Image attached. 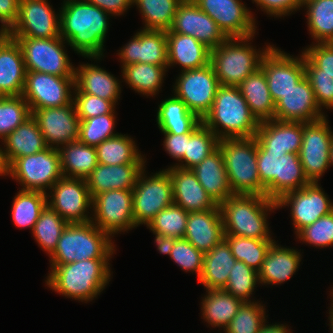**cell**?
Here are the masks:
<instances>
[{
	"instance_id": "680465c9",
	"label": "cell",
	"mask_w": 333,
	"mask_h": 333,
	"mask_svg": "<svg viewBox=\"0 0 333 333\" xmlns=\"http://www.w3.org/2000/svg\"><path fill=\"white\" fill-rule=\"evenodd\" d=\"M282 155L257 154L259 178L264 185V196L276 201V158Z\"/></svg>"
},
{
	"instance_id": "03108f58",
	"label": "cell",
	"mask_w": 333,
	"mask_h": 333,
	"mask_svg": "<svg viewBox=\"0 0 333 333\" xmlns=\"http://www.w3.org/2000/svg\"><path fill=\"white\" fill-rule=\"evenodd\" d=\"M152 233L153 235H155L154 243L156 244L159 253L164 255H170L176 239L173 237L165 236L158 232L152 231Z\"/></svg>"
},
{
	"instance_id": "7a4b0ae2",
	"label": "cell",
	"mask_w": 333,
	"mask_h": 333,
	"mask_svg": "<svg viewBox=\"0 0 333 333\" xmlns=\"http://www.w3.org/2000/svg\"><path fill=\"white\" fill-rule=\"evenodd\" d=\"M111 259H84L61 265H50L45 286L67 298L88 303L109 285Z\"/></svg>"
},
{
	"instance_id": "5b68a950",
	"label": "cell",
	"mask_w": 333,
	"mask_h": 333,
	"mask_svg": "<svg viewBox=\"0 0 333 333\" xmlns=\"http://www.w3.org/2000/svg\"><path fill=\"white\" fill-rule=\"evenodd\" d=\"M253 38L255 35L227 38L211 49L210 64L220 85L238 87L246 77L260 68L262 58L273 45L265 43V47L257 50L251 43Z\"/></svg>"
},
{
	"instance_id": "5bb4252c",
	"label": "cell",
	"mask_w": 333,
	"mask_h": 333,
	"mask_svg": "<svg viewBox=\"0 0 333 333\" xmlns=\"http://www.w3.org/2000/svg\"><path fill=\"white\" fill-rule=\"evenodd\" d=\"M327 116L303 123V139L299 159L310 182H319L330 167V148L333 131Z\"/></svg>"
},
{
	"instance_id": "83f0119b",
	"label": "cell",
	"mask_w": 333,
	"mask_h": 333,
	"mask_svg": "<svg viewBox=\"0 0 333 333\" xmlns=\"http://www.w3.org/2000/svg\"><path fill=\"white\" fill-rule=\"evenodd\" d=\"M277 242L271 244L258 272L261 286L281 285L299 270L302 253L295 247H284Z\"/></svg>"
},
{
	"instance_id": "003e7915",
	"label": "cell",
	"mask_w": 333,
	"mask_h": 333,
	"mask_svg": "<svg viewBox=\"0 0 333 333\" xmlns=\"http://www.w3.org/2000/svg\"><path fill=\"white\" fill-rule=\"evenodd\" d=\"M268 323L269 322L266 320L265 323L262 325L259 333H293L289 326H287L288 324L286 323Z\"/></svg>"
},
{
	"instance_id": "ee69618b",
	"label": "cell",
	"mask_w": 333,
	"mask_h": 333,
	"mask_svg": "<svg viewBox=\"0 0 333 333\" xmlns=\"http://www.w3.org/2000/svg\"><path fill=\"white\" fill-rule=\"evenodd\" d=\"M179 0H133L132 6H137L145 30L167 31L172 26Z\"/></svg>"
},
{
	"instance_id": "f5cc1de1",
	"label": "cell",
	"mask_w": 333,
	"mask_h": 333,
	"mask_svg": "<svg viewBox=\"0 0 333 333\" xmlns=\"http://www.w3.org/2000/svg\"><path fill=\"white\" fill-rule=\"evenodd\" d=\"M116 117V113H107L80 120L78 140L86 145L96 147L104 140L118 135L119 133H115L114 130Z\"/></svg>"
},
{
	"instance_id": "cb8c5ba5",
	"label": "cell",
	"mask_w": 333,
	"mask_h": 333,
	"mask_svg": "<svg viewBox=\"0 0 333 333\" xmlns=\"http://www.w3.org/2000/svg\"><path fill=\"white\" fill-rule=\"evenodd\" d=\"M328 116L315 99L309 80L304 76L275 104L274 119L290 122H314Z\"/></svg>"
},
{
	"instance_id": "f1b7e54d",
	"label": "cell",
	"mask_w": 333,
	"mask_h": 333,
	"mask_svg": "<svg viewBox=\"0 0 333 333\" xmlns=\"http://www.w3.org/2000/svg\"><path fill=\"white\" fill-rule=\"evenodd\" d=\"M147 164L104 165L99 163L85 179L91 197L109 190H133Z\"/></svg>"
},
{
	"instance_id": "91938a15",
	"label": "cell",
	"mask_w": 333,
	"mask_h": 333,
	"mask_svg": "<svg viewBox=\"0 0 333 333\" xmlns=\"http://www.w3.org/2000/svg\"><path fill=\"white\" fill-rule=\"evenodd\" d=\"M301 51L320 69V74L333 76V46L330 43H312Z\"/></svg>"
},
{
	"instance_id": "3957f363",
	"label": "cell",
	"mask_w": 333,
	"mask_h": 333,
	"mask_svg": "<svg viewBox=\"0 0 333 333\" xmlns=\"http://www.w3.org/2000/svg\"><path fill=\"white\" fill-rule=\"evenodd\" d=\"M225 235L254 239H272L268 215L277 211L276 201L263 195L233 194L221 202Z\"/></svg>"
},
{
	"instance_id": "8fae6325",
	"label": "cell",
	"mask_w": 333,
	"mask_h": 333,
	"mask_svg": "<svg viewBox=\"0 0 333 333\" xmlns=\"http://www.w3.org/2000/svg\"><path fill=\"white\" fill-rule=\"evenodd\" d=\"M132 202L133 190H109L93 196L91 222L112 238L135 229Z\"/></svg>"
},
{
	"instance_id": "ba28073f",
	"label": "cell",
	"mask_w": 333,
	"mask_h": 333,
	"mask_svg": "<svg viewBox=\"0 0 333 333\" xmlns=\"http://www.w3.org/2000/svg\"><path fill=\"white\" fill-rule=\"evenodd\" d=\"M11 176L21 190L47 193L63 176L58 148L48 147L41 152L17 158L9 167Z\"/></svg>"
},
{
	"instance_id": "753ad0ef",
	"label": "cell",
	"mask_w": 333,
	"mask_h": 333,
	"mask_svg": "<svg viewBox=\"0 0 333 333\" xmlns=\"http://www.w3.org/2000/svg\"><path fill=\"white\" fill-rule=\"evenodd\" d=\"M329 295H331L330 299L333 301V287L330 289V294Z\"/></svg>"
},
{
	"instance_id": "d6986e66",
	"label": "cell",
	"mask_w": 333,
	"mask_h": 333,
	"mask_svg": "<svg viewBox=\"0 0 333 333\" xmlns=\"http://www.w3.org/2000/svg\"><path fill=\"white\" fill-rule=\"evenodd\" d=\"M196 4L228 38L256 35L257 20L242 0H199Z\"/></svg>"
},
{
	"instance_id": "d4e9b609",
	"label": "cell",
	"mask_w": 333,
	"mask_h": 333,
	"mask_svg": "<svg viewBox=\"0 0 333 333\" xmlns=\"http://www.w3.org/2000/svg\"><path fill=\"white\" fill-rule=\"evenodd\" d=\"M165 170L172 181L174 204L188 213L207 211L217 206L191 169L168 166Z\"/></svg>"
},
{
	"instance_id": "9c48e42d",
	"label": "cell",
	"mask_w": 333,
	"mask_h": 333,
	"mask_svg": "<svg viewBox=\"0 0 333 333\" xmlns=\"http://www.w3.org/2000/svg\"><path fill=\"white\" fill-rule=\"evenodd\" d=\"M20 45L27 71L42 72L59 77H75V67L65 50L62 38L11 37Z\"/></svg>"
},
{
	"instance_id": "9a60e30c",
	"label": "cell",
	"mask_w": 333,
	"mask_h": 333,
	"mask_svg": "<svg viewBox=\"0 0 333 333\" xmlns=\"http://www.w3.org/2000/svg\"><path fill=\"white\" fill-rule=\"evenodd\" d=\"M277 208L290 207V219L295 235L306 226L311 225L322 216L333 211V202L320 186L311 182L301 189L287 192L277 201Z\"/></svg>"
},
{
	"instance_id": "f546056e",
	"label": "cell",
	"mask_w": 333,
	"mask_h": 333,
	"mask_svg": "<svg viewBox=\"0 0 333 333\" xmlns=\"http://www.w3.org/2000/svg\"><path fill=\"white\" fill-rule=\"evenodd\" d=\"M75 67V88L76 92L98 96L118 105L120 100L122 82L98 64L80 63Z\"/></svg>"
},
{
	"instance_id": "7402d4cb",
	"label": "cell",
	"mask_w": 333,
	"mask_h": 333,
	"mask_svg": "<svg viewBox=\"0 0 333 333\" xmlns=\"http://www.w3.org/2000/svg\"><path fill=\"white\" fill-rule=\"evenodd\" d=\"M117 51L121 68L134 63L168 67L167 37L164 30L140 29Z\"/></svg>"
},
{
	"instance_id": "6f0895ef",
	"label": "cell",
	"mask_w": 333,
	"mask_h": 333,
	"mask_svg": "<svg viewBox=\"0 0 333 333\" xmlns=\"http://www.w3.org/2000/svg\"><path fill=\"white\" fill-rule=\"evenodd\" d=\"M73 102L80 120L89 119L107 113H116V104L98 96L73 91Z\"/></svg>"
},
{
	"instance_id": "6da1fadb",
	"label": "cell",
	"mask_w": 333,
	"mask_h": 333,
	"mask_svg": "<svg viewBox=\"0 0 333 333\" xmlns=\"http://www.w3.org/2000/svg\"><path fill=\"white\" fill-rule=\"evenodd\" d=\"M59 10L60 36L68 46L77 55L101 61L112 16L86 0L66 1Z\"/></svg>"
},
{
	"instance_id": "8c879c8a",
	"label": "cell",
	"mask_w": 333,
	"mask_h": 333,
	"mask_svg": "<svg viewBox=\"0 0 333 333\" xmlns=\"http://www.w3.org/2000/svg\"><path fill=\"white\" fill-rule=\"evenodd\" d=\"M300 1V5L301 7L306 4L307 2L311 1V0H299Z\"/></svg>"
},
{
	"instance_id": "a7ac6f4b",
	"label": "cell",
	"mask_w": 333,
	"mask_h": 333,
	"mask_svg": "<svg viewBox=\"0 0 333 333\" xmlns=\"http://www.w3.org/2000/svg\"><path fill=\"white\" fill-rule=\"evenodd\" d=\"M1 146V145H0ZM8 166L3 157V149L0 147V176H7Z\"/></svg>"
},
{
	"instance_id": "7c38bea8",
	"label": "cell",
	"mask_w": 333,
	"mask_h": 333,
	"mask_svg": "<svg viewBox=\"0 0 333 333\" xmlns=\"http://www.w3.org/2000/svg\"><path fill=\"white\" fill-rule=\"evenodd\" d=\"M220 83L211 64L179 72L172 93L201 121L210 112Z\"/></svg>"
},
{
	"instance_id": "681fc988",
	"label": "cell",
	"mask_w": 333,
	"mask_h": 333,
	"mask_svg": "<svg viewBox=\"0 0 333 333\" xmlns=\"http://www.w3.org/2000/svg\"><path fill=\"white\" fill-rule=\"evenodd\" d=\"M266 310L262 301L244 302L223 332L259 333L268 317Z\"/></svg>"
},
{
	"instance_id": "277c9868",
	"label": "cell",
	"mask_w": 333,
	"mask_h": 333,
	"mask_svg": "<svg viewBox=\"0 0 333 333\" xmlns=\"http://www.w3.org/2000/svg\"><path fill=\"white\" fill-rule=\"evenodd\" d=\"M202 123L219 139L251 138L260 122L236 86L220 85L210 112Z\"/></svg>"
},
{
	"instance_id": "836d02e7",
	"label": "cell",
	"mask_w": 333,
	"mask_h": 333,
	"mask_svg": "<svg viewBox=\"0 0 333 333\" xmlns=\"http://www.w3.org/2000/svg\"><path fill=\"white\" fill-rule=\"evenodd\" d=\"M236 262L228 242L223 239L204 254L202 273L198 283L206 290H220L226 286L230 270Z\"/></svg>"
},
{
	"instance_id": "f35d334b",
	"label": "cell",
	"mask_w": 333,
	"mask_h": 333,
	"mask_svg": "<svg viewBox=\"0 0 333 333\" xmlns=\"http://www.w3.org/2000/svg\"><path fill=\"white\" fill-rule=\"evenodd\" d=\"M98 163L104 165L147 164L146 155L139 150L133 137L118 135L104 140L95 147Z\"/></svg>"
},
{
	"instance_id": "be15d7a7",
	"label": "cell",
	"mask_w": 333,
	"mask_h": 333,
	"mask_svg": "<svg viewBox=\"0 0 333 333\" xmlns=\"http://www.w3.org/2000/svg\"><path fill=\"white\" fill-rule=\"evenodd\" d=\"M164 135L163 147L168 155L177 162L184 156L186 151V140L191 136L187 134L162 133Z\"/></svg>"
},
{
	"instance_id": "ac0fdd59",
	"label": "cell",
	"mask_w": 333,
	"mask_h": 333,
	"mask_svg": "<svg viewBox=\"0 0 333 333\" xmlns=\"http://www.w3.org/2000/svg\"><path fill=\"white\" fill-rule=\"evenodd\" d=\"M48 0H20L18 20L9 37L57 38L60 36V10Z\"/></svg>"
},
{
	"instance_id": "8d00e7d4",
	"label": "cell",
	"mask_w": 333,
	"mask_h": 333,
	"mask_svg": "<svg viewBox=\"0 0 333 333\" xmlns=\"http://www.w3.org/2000/svg\"><path fill=\"white\" fill-rule=\"evenodd\" d=\"M238 89L259 122L274 119L275 103L270 95L266 75L261 68L246 77Z\"/></svg>"
},
{
	"instance_id": "8992f818",
	"label": "cell",
	"mask_w": 333,
	"mask_h": 333,
	"mask_svg": "<svg viewBox=\"0 0 333 333\" xmlns=\"http://www.w3.org/2000/svg\"><path fill=\"white\" fill-rule=\"evenodd\" d=\"M113 238L91 221L69 223L50 257V265H61L84 259H111L116 254Z\"/></svg>"
},
{
	"instance_id": "94428289",
	"label": "cell",
	"mask_w": 333,
	"mask_h": 333,
	"mask_svg": "<svg viewBox=\"0 0 333 333\" xmlns=\"http://www.w3.org/2000/svg\"><path fill=\"white\" fill-rule=\"evenodd\" d=\"M261 11L269 17L284 18L294 12L302 10L299 0H252Z\"/></svg>"
},
{
	"instance_id": "d6a6232c",
	"label": "cell",
	"mask_w": 333,
	"mask_h": 333,
	"mask_svg": "<svg viewBox=\"0 0 333 333\" xmlns=\"http://www.w3.org/2000/svg\"><path fill=\"white\" fill-rule=\"evenodd\" d=\"M213 201L219 205L233 195L219 148L191 169Z\"/></svg>"
},
{
	"instance_id": "f907efd6",
	"label": "cell",
	"mask_w": 333,
	"mask_h": 333,
	"mask_svg": "<svg viewBox=\"0 0 333 333\" xmlns=\"http://www.w3.org/2000/svg\"><path fill=\"white\" fill-rule=\"evenodd\" d=\"M31 116L22 95L0 97V142Z\"/></svg>"
},
{
	"instance_id": "ab89813d",
	"label": "cell",
	"mask_w": 333,
	"mask_h": 333,
	"mask_svg": "<svg viewBox=\"0 0 333 333\" xmlns=\"http://www.w3.org/2000/svg\"><path fill=\"white\" fill-rule=\"evenodd\" d=\"M58 150L64 177L86 179L99 164L95 147L79 140L61 145Z\"/></svg>"
},
{
	"instance_id": "ffe728a7",
	"label": "cell",
	"mask_w": 333,
	"mask_h": 333,
	"mask_svg": "<svg viewBox=\"0 0 333 333\" xmlns=\"http://www.w3.org/2000/svg\"><path fill=\"white\" fill-rule=\"evenodd\" d=\"M31 113L49 147L59 148L78 141L80 118L73 101L62 107L35 109Z\"/></svg>"
},
{
	"instance_id": "11a10c76",
	"label": "cell",
	"mask_w": 333,
	"mask_h": 333,
	"mask_svg": "<svg viewBox=\"0 0 333 333\" xmlns=\"http://www.w3.org/2000/svg\"><path fill=\"white\" fill-rule=\"evenodd\" d=\"M296 239L317 249L333 247V211L322 216L314 223L301 229Z\"/></svg>"
},
{
	"instance_id": "4dcf8cb0",
	"label": "cell",
	"mask_w": 333,
	"mask_h": 333,
	"mask_svg": "<svg viewBox=\"0 0 333 333\" xmlns=\"http://www.w3.org/2000/svg\"><path fill=\"white\" fill-rule=\"evenodd\" d=\"M168 67L178 65L181 71L199 69L210 64V51L205 44L190 35L166 31Z\"/></svg>"
},
{
	"instance_id": "db71d44e",
	"label": "cell",
	"mask_w": 333,
	"mask_h": 333,
	"mask_svg": "<svg viewBox=\"0 0 333 333\" xmlns=\"http://www.w3.org/2000/svg\"><path fill=\"white\" fill-rule=\"evenodd\" d=\"M305 76L312 86L319 108L333 109V76L320 74V69L304 54Z\"/></svg>"
},
{
	"instance_id": "60d3db41",
	"label": "cell",
	"mask_w": 333,
	"mask_h": 333,
	"mask_svg": "<svg viewBox=\"0 0 333 333\" xmlns=\"http://www.w3.org/2000/svg\"><path fill=\"white\" fill-rule=\"evenodd\" d=\"M219 138L202 121L191 131L186 140L184 156L174 167L192 169L218 148Z\"/></svg>"
},
{
	"instance_id": "e575fe53",
	"label": "cell",
	"mask_w": 333,
	"mask_h": 333,
	"mask_svg": "<svg viewBox=\"0 0 333 333\" xmlns=\"http://www.w3.org/2000/svg\"><path fill=\"white\" fill-rule=\"evenodd\" d=\"M156 114V124L161 133L187 134L201 122L174 94L162 99Z\"/></svg>"
},
{
	"instance_id": "30bf717a",
	"label": "cell",
	"mask_w": 333,
	"mask_h": 333,
	"mask_svg": "<svg viewBox=\"0 0 333 333\" xmlns=\"http://www.w3.org/2000/svg\"><path fill=\"white\" fill-rule=\"evenodd\" d=\"M145 169L138 175L133 188V217L137 227L147 226L162 209L173 204V185L169 173L160 169L148 176Z\"/></svg>"
},
{
	"instance_id": "4316f807",
	"label": "cell",
	"mask_w": 333,
	"mask_h": 333,
	"mask_svg": "<svg viewBox=\"0 0 333 333\" xmlns=\"http://www.w3.org/2000/svg\"><path fill=\"white\" fill-rule=\"evenodd\" d=\"M222 216L217 205L214 209L190 212L187 218V239L197 250L207 253L224 239Z\"/></svg>"
},
{
	"instance_id": "b9f144b4",
	"label": "cell",
	"mask_w": 333,
	"mask_h": 333,
	"mask_svg": "<svg viewBox=\"0 0 333 333\" xmlns=\"http://www.w3.org/2000/svg\"><path fill=\"white\" fill-rule=\"evenodd\" d=\"M306 10L307 28L312 43H330L333 40V0H311L302 6Z\"/></svg>"
},
{
	"instance_id": "1f68e13d",
	"label": "cell",
	"mask_w": 333,
	"mask_h": 333,
	"mask_svg": "<svg viewBox=\"0 0 333 333\" xmlns=\"http://www.w3.org/2000/svg\"><path fill=\"white\" fill-rule=\"evenodd\" d=\"M1 143L3 157L8 167L17 158L41 152L49 147L37 121L32 116L8 134Z\"/></svg>"
},
{
	"instance_id": "6125c7cd",
	"label": "cell",
	"mask_w": 333,
	"mask_h": 333,
	"mask_svg": "<svg viewBox=\"0 0 333 333\" xmlns=\"http://www.w3.org/2000/svg\"><path fill=\"white\" fill-rule=\"evenodd\" d=\"M20 0H0V34H7L18 20Z\"/></svg>"
},
{
	"instance_id": "f6af8a7d",
	"label": "cell",
	"mask_w": 333,
	"mask_h": 333,
	"mask_svg": "<svg viewBox=\"0 0 333 333\" xmlns=\"http://www.w3.org/2000/svg\"><path fill=\"white\" fill-rule=\"evenodd\" d=\"M310 183L299 154L290 153L276 158V201L287 192L301 189Z\"/></svg>"
},
{
	"instance_id": "7dc6e473",
	"label": "cell",
	"mask_w": 333,
	"mask_h": 333,
	"mask_svg": "<svg viewBox=\"0 0 333 333\" xmlns=\"http://www.w3.org/2000/svg\"><path fill=\"white\" fill-rule=\"evenodd\" d=\"M231 252L237 261L244 262L253 270L259 272L273 239H254L242 236L224 235Z\"/></svg>"
},
{
	"instance_id": "484cf974",
	"label": "cell",
	"mask_w": 333,
	"mask_h": 333,
	"mask_svg": "<svg viewBox=\"0 0 333 333\" xmlns=\"http://www.w3.org/2000/svg\"><path fill=\"white\" fill-rule=\"evenodd\" d=\"M26 72L20 45L7 34H0V97L22 95Z\"/></svg>"
},
{
	"instance_id": "4fadbf2b",
	"label": "cell",
	"mask_w": 333,
	"mask_h": 333,
	"mask_svg": "<svg viewBox=\"0 0 333 333\" xmlns=\"http://www.w3.org/2000/svg\"><path fill=\"white\" fill-rule=\"evenodd\" d=\"M46 195L47 204L68 223L91 221L92 197L85 179L62 176Z\"/></svg>"
},
{
	"instance_id": "44dd1931",
	"label": "cell",
	"mask_w": 333,
	"mask_h": 333,
	"mask_svg": "<svg viewBox=\"0 0 333 333\" xmlns=\"http://www.w3.org/2000/svg\"><path fill=\"white\" fill-rule=\"evenodd\" d=\"M254 137L257 141V154H299L303 123L277 119L262 121Z\"/></svg>"
},
{
	"instance_id": "2644e50d",
	"label": "cell",
	"mask_w": 333,
	"mask_h": 333,
	"mask_svg": "<svg viewBox=\"0 0 333 333\" xmlns=\"http://www.w3.org/2000/svg\"><path fill=\"white\" fill-rule=\"evenodd\" d=\"M180 3H192L196 4L199 0H179Z\"/></svg>"
},
{
	"instance_id": "c3c4849f",
	"label": "cell",
	"mask_w": 333,
	"mask_h": 333,
	"mask_svg": "<svg viewBox=\"0 0 333 333\" xmlns=\"http://www.w3.org/2000/svg\"><path fill=\"white\" fill-rule=\"evenodd\" d=\"M257 284L260 285L258 272L244 262L236 260L230 270L226 286L222 290L240 298L243 302H254L257 301V299H252Z\"/></svg>"
},
{
	"instance_id": "e0dca14e",
	"label": "cell",
	"mask_w": 333,
	"mask_h": 333,
	"mask_svg": "<svg viewBox=\"0 0 333 333\" xmlns=\"http://www.w3.org/2000/svg\"><path fill=\"white\" fill-rule=\"evenodd\" d=\"M293 56L273 45L261 60L260 68L275 104L305 76L304 53Z\"/></svg>"
},
{
	"instance_id": "bcb514c9",
	"label": "cell",
	"mask_w": 333,
	"mask_h": 333,
	"mask_svg": "<svg viewBox=\"0 0 333 333\" xmlns=\"http://www.w3.org/2000/svg\"><path fill=\"white\" fill-rule=\"evenodd\" d=\"M68 224L67 221L46 204L34 225L32 235L40 248L50 256L55 251L57 242Z\"/></svg>"
},
{
	"instance_id": "7bdbcfd3",
	"label": "cell",
	"mask_w": 333,
	"mask_h": 333,
	"mask_svg": "<svg viewBox=\"0 0 333 333\" xmlns=\"http://www.w3.org/2000/svg\"><path fill=\"white\" fill-rule=\"evenodd\" d=\"M46 204V193L20 189L13 198L11 209L14 225L20 229L30 228L32 231Z\"/></svg>"
},
{
	"instance_id": "89a4df30",
	"label": "cell",
	"mask_w": 333,
	"mask_h": 333,
	"mask_svg": "<svg viewBox=\"0 0 333 333\" xmlns=\"http://www.w3.org/2000/svg\"><path fill=\"white\" fill-rule=\"evenodd\" d=\"M329 160H330V167H331L333 165V140H332V143H331Z\"/></svg>"
},
{
	"instance_id": "9f6ffc18",
	"label": "cell",
	"mask_w": 333,
	"mask_h": 333,
	"mask_svg": "<svg viewBox=\"0 0 333 333\" xmlns=\"http://www.w3.org/2000/svg\"><path fill=\"white\" fill-rule=\"evenodd\" d=\"M169 257L181 270L195 273L198 279L200 278L204 253L197 250L187 239H176Z\"/></svg>"
},
{
	"instance_id": "52a82bcc",
	"label": "cell",
	"mask_w": 333,
	"mask_h": 333,
	"mask_svg": "<svg viewBox=\"0 0 333 333\" xmlns=\"http://www.w3.org/2000/svg\"><path fill=\"white\" fill-rule=\"evenodd\" d=\"M218 148L232 193L264 196V185L260 181L257 167L256 138L220 139Z\"/></svg>"
},
{
	"instance_id": "603a6c76",
	"label": "cell",
	"mask_w": 333,
	"mask_h": 333,
	"mask_svg": "<svg viewBox=\"0 0 333 333\" xmlns=\"http://www.w3.org/2000/svg\"><path fill=\"white\" fill-rule=\"evenodd\" d=\"M169 30L190 35L210 49L219 46L228 38L209 15L192 3L179 4Z\"/></svg>"
},
{
	"instance_id": "d590c367",
	"label": "cell",
	"mask_w": 333,
	"mask_h": 333,
	"mask_svg": "<svg viewBox=\"0 0 333 333\" xmlns=\"http://www.w3.org/2000/svg\"><path fill=\"white\" fill-rule=\"evenodd\" d=\"M201 299V319H204L209 327L223 329V331L244 303L240 298L222 289L206 290Z\"/></svg>"
},
{
	"instance_id": "2e32d148",
	"label": "cell",
	"mask_w": 333,
	"mask_h": 333,
	"mask_svg": "<svg viewBox=\"0 0 333 333\" xmlns=\"http://www.w3.org/2000/svg\"><path fill=\"white\" fill-rule=\"evenodd\" d=\"M75 77H59L42 72L27 71L23 98L30 111L62 107L73 101Z\"/></svg>"
},
{
	"instance_id": "e7e4bbea",
	"label": "cell",
	"mask_w": 333,
	"mask_h": 333,
	"mask_svg": "<svg viewBox=\"0 0 333 333\" xmlns=\"http://www.w3.org/2000/svg\"><path fill=\"white\" fill-rule=\"evenodd\" d=\"M91 4L101 8L112 17L122 16L132 6L133 0H86Z\"/></svg>"
},
{
	"instance_id": "74e56055",
	"label": "cell",
	"mask_w": 333,
	"mask_h": 333,
	"mask_svg": "<svg viewBox=\"0 0 333 333\" xmlns=\"http://www.w3.org/2000/svg\"><path fill=\"white\" fill-rule=\"evenodd\" d=\"M168 70L164 65L134 63L122 67L121 78L124 79L122 82H125L135 93L154 98L162 91Z\"/></svg>"
},
{
	"instance_id": "816d5d0a",
	"label": "cell",
	"mask_w": 333,
	"mask_h": 333,
	"mask_svg": "<svg viewBox=\"0 0 333 333\" xmlns=\"http://www.w3.org/2000/svg\"><path fill=\"white\" fill-rule=\"evenodd\" d=\"M189 213L176 204L162 209L146 226L150 231L158 232L175 239L183 238Z\"/></svg>"
}]
</instances>
